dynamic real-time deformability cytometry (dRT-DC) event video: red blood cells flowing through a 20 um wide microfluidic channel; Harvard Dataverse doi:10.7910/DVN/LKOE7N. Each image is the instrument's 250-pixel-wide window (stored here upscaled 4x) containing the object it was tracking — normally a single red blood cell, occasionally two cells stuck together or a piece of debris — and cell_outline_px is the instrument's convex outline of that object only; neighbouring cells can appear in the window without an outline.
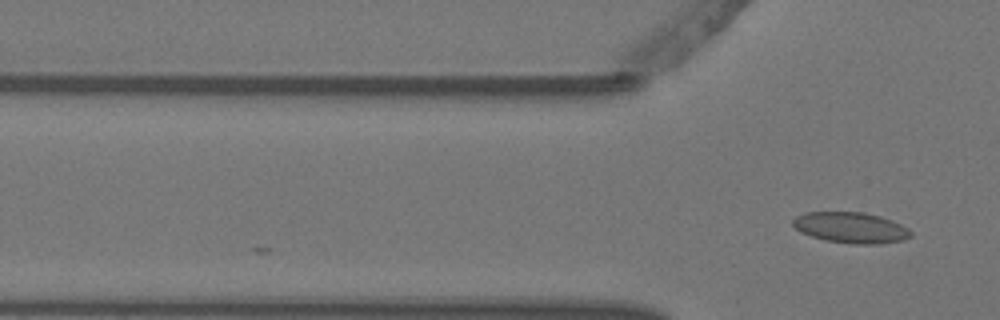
{"species": "Egyptian fruit bat (a non-hibernating species)", "species_latin": "Rousettus aegyptiacus", "temperature_condition": "warm", "stored_images_in_passage": 2, "camera_frame_rate_fps": 3000, "um_per_image_px": 0.085, "animal": {"sex": "female"}, "frame": {"image": 1, "passage_image": 2, "time_ms": 0.333, "image_size_px": [1000, 320], "cell_outline_px": [[912, 236], [904, 240], [880, 244], [852, 244], [824, 240], [800, 232], [792, 224], [792, 220], [796, 216], [804, 212], [864, 212], [880, 216], [892, 220], [908, 228], [912, 232]], "centroid_in_image_um": [72.33, 19.35], "position_along_channel_um": 53.5, "area_um2": 21.39}}